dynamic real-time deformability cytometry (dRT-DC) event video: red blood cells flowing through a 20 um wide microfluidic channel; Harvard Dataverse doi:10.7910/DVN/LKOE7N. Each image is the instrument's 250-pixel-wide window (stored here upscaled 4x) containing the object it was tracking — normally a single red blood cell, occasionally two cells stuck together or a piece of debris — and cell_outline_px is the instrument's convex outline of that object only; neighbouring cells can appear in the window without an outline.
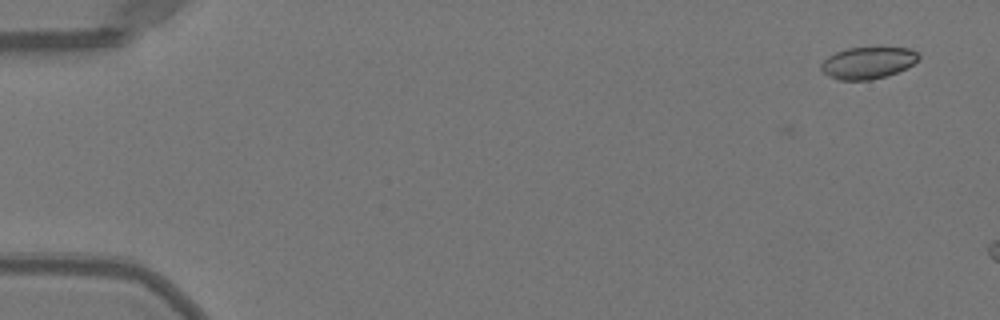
{"species": "Egyptian fruit bat (a non-hibernating species)", "species_latin": "Rousettus aegyptiacus", "temperature_condition": "warm", "stored_images_in_passage": 7, "camera_frame_rate_fps": 3000, "um_per_image_px": 0.085, "animal": {"sex": "female"}, "frame": {"image": 1, "passage_image": 7, "time_ms": 2.0, "image_size_px": [1000, 320], "cell_outline_px": [[920, 56], [912, 64], [896, 72], [872, 80], [836, 80], [828, 76], [820, 68], [820, 64], [828, 56], [836, 52], [848, 48], [908, 48], [920, 52]], "centroid_in_image_um": [73.73, 5.34], "position_along_channel_um": 11.3, "area_um2": 17.92}}